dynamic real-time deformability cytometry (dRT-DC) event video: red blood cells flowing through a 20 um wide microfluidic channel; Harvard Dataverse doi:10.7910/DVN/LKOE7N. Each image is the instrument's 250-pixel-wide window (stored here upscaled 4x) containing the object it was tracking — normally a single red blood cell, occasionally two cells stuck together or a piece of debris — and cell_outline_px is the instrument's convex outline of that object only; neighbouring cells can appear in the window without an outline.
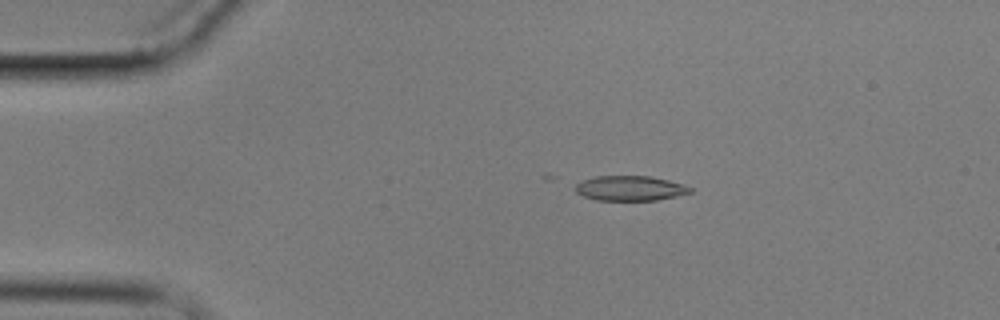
{"species": "common noctule bat (a hibernating species)", "species_latin": "Nyctalus noctula", "temperature_condition": "cold", "stored_images_in_passage": 4, "camera_frame_rate_fps": 3000, "um_per_image_px": 0.085, "animal": {"sex": "male", "body_mass_g": 17.9}, "frame": {"image": 1, "passage_image": 3, "time_ms": 2.667, "image_size_px": [1000, 320], "cell_outline_px": [[692, 192], [676, 196], [656, 200], [596, 200], [584, 196], [576, 192], [576, 184], [584, 180], [596, 176], [648, 176], [668, 180], [684, 184], [692, 188]], "centroid_in_image_um": [53.58, 16.0], "position_along_channel_um": 31.4, "area_um2": 16.53}}